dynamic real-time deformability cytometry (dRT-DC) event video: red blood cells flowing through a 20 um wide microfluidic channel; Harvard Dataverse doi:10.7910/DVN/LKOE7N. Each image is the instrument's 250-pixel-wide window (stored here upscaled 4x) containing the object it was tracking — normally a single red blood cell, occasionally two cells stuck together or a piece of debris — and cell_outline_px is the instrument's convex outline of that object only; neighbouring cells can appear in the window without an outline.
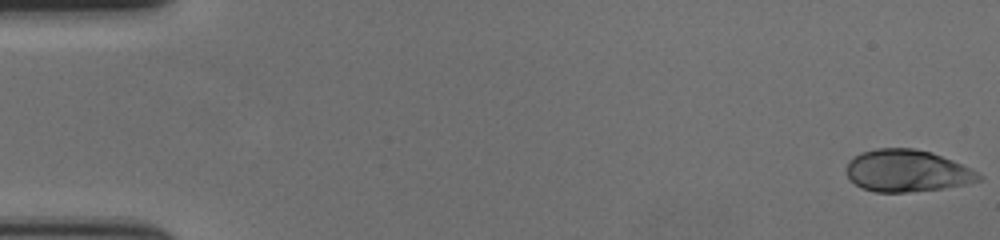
{"species": "human", "species_latin": "Homo sapiens", "temperature_condition": "cold", "stored_images_in_passage": 58, "camera_frame_rate_fps": 3000, "um_per_image_px": 0.085, "donor": {"sex": "female"}, "frame": {"image": 1, "passage_image": 1, "time_ms": 0.0, "image_size_px": [1000, 240], "cell_outline_px": [[984, 176], [980, 180], [964, 184], [944, 188], [908, 192], [876, 192], [860, 188], [848, 176], [848, 160], [852, 156], [860, 152], [876, 148], [912, 148], [928, 152], [952, 160]], "centroid_in_image_um": [77.05, 14.52], "position_along_channel_um": 7.9, "area_um2": 32.08}}
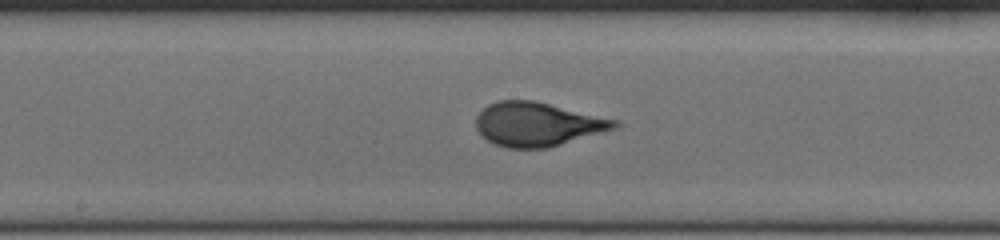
{"frame": {"image": 2, "passage_image": 31, "time_ms": 10.0, "image_size_px": [1000, 240], "cell_outline_px": [[620, 124], [616, 128], [548, 148], [508, 148], [492, 144], [480, 136], [476, 128], [476, 116], [488, 104], [496, 100], [532, 100], [616, 120]], "centroid_in_image_um": [45.61, 10.57], "position_along_channel_um": 202.6, "area_um2": 35.32}}
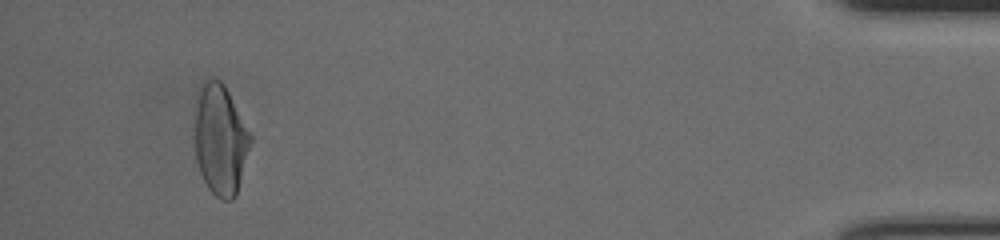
{"frame": {"image": 3, "passage_image": 55, "time_ms": 18.0, "image_size_px": [1000, 240], "cell_outline_px": [[252, 140], [236, 196], [232, 200], [220, 200], [208, 188], [200, 172], [196, 160], [196, 100], [200, 88], [208, 80], [220, 80], [224, 84], [252, 136]], "centroid_in_image_um": [18.75, 11.92], "position_along_channel_um": 416.5, "area_um2": 35.37}, "authors_computed_cell_mechanics": {"area_um2": 34.7378, "velocity_mm_per_s": 3.5536, "shape_relaxation_time_tau1_ms": 5.0218, "shape_relaxation_time_tau2_ms": null, "deformation_change_tau1": 0.1853, "deformation_change_tau2": null}}